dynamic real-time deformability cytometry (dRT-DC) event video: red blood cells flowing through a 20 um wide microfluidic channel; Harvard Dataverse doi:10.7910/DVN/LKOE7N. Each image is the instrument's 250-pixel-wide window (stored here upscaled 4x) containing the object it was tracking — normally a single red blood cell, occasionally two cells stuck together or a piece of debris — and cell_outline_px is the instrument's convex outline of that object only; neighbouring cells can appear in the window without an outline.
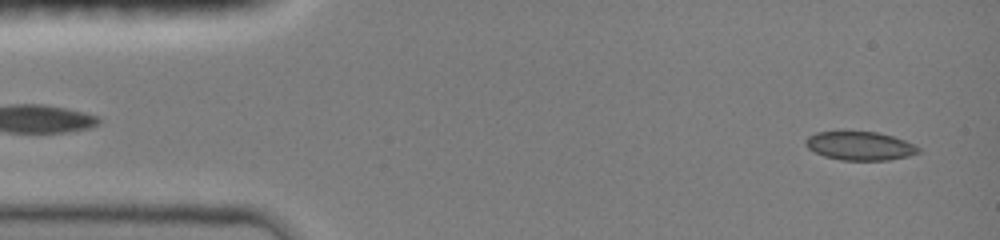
{"species": "common noctule bat (a hibernating species)", "species_latin": "Nyctalus noctula", "temperature_condition": "room temperature", "stored_images_in_passage": 34, "camera_frame_rate_fps": 3000, "um_per_image_px": 0.085, "animal": {"sex": "female", "body_mass_g": 19.0, "forearm_length_mm": 51.5}, "frame": {"image": 1, "passage_image": 2, "time_ms": 0.333, "image_size_px": [1000, 240], "cell_outline_px": [[920, 152], [908, 156], [888, 160], [840, 160], [824, 156], [808, 148], [804, 144], [804, 140], [808, 136], [816, 132], [840, 128], [876, 132], [892, 136], [916, 144], [920, 148]], "centroid_in_image_um": [73.04, 12.35], "position_along_channel_um": 12.0, "area_um2": 19.65}}
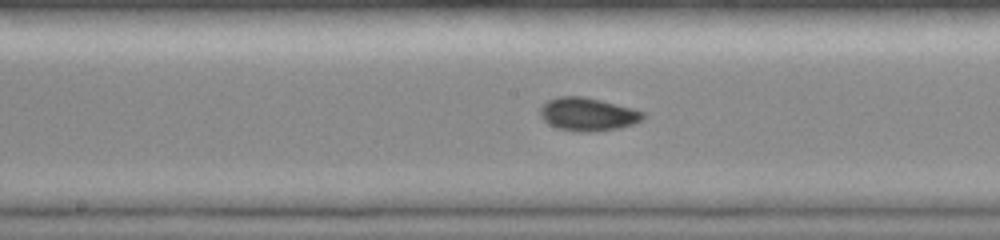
{"frame": {"image": 2, "passage_image": 18, "time_ms": 5.667, "image_size_px": [1000, 240], "cell_outline_px": [[644, 120], [620, 128], [588, 132], [580, 132], [560, 128], [548, 124], [540, 116], [540, 108], [548, 100], [556, 96], [584, 96], [632, 108], [644, 112]], "centroid_in_image_um": [49.96, 9.7], "position_along_channel_um": 198.2, "area_um2": 19.83}}
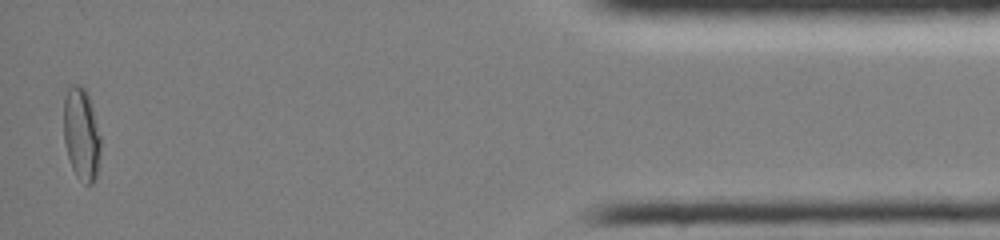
{"frame": {"image": 3, "passage_image": 33, "time_ms": 10.667, "image_size_px": [1000, 240], "cell_outline_px": [[100, 148], [96, 176], [92, 184], [88, 184], [76, 176], [72, 168], [68, 156], [64, 140], [64, 96], [68, 84], [80, 84], [84, 88], [88, 96], [92, 108], [100, 136]], "centroid_in_image_um": [6.89, 11.35], "position_along_channel_um": 428.3, "area_um2": 19.71}}